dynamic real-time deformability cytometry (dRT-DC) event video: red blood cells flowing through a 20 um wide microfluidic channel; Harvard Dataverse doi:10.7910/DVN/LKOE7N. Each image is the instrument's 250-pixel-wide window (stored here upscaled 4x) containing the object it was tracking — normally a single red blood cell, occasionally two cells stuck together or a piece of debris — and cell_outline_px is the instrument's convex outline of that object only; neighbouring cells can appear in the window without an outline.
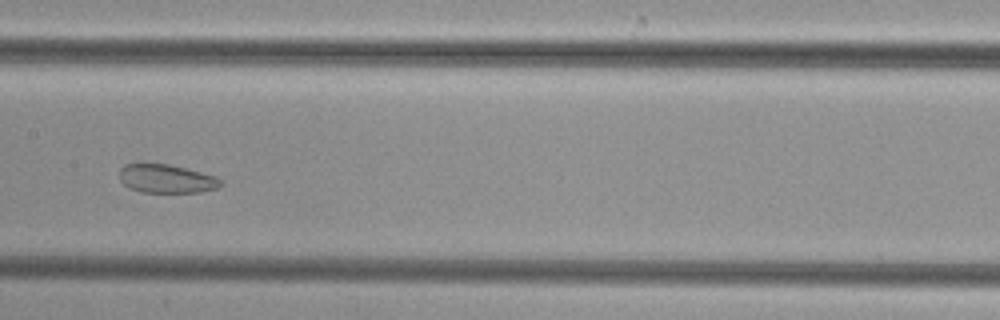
{"species": "common noctule bat (a hibernating species)", "species_latin": "Nyctalus noctula", "temperature_condition": "cold", "stored_images_in_passage": 45, "camera_frame_rate_fps": 3000, "um_per_image_px": 0.085, "animal": {"sex": "female", "body_mass_g": 29.2, "forearm_length_mm": 56.3}, "frame": {"image": 1, "passage_image": 20, "time_ms": 6.333, "image_size_px": [1000, 320], "cell_outline_px": [[220, 184], [216, 188], [200, 192], [140, 192], [128, 188], [120, 180], [120, 168], [124, 164], [168, 164], [216, 176], [220, 180]], "centroid_in_image_um": [14.1, 15.2], "position_along_channel_um": 193.3, "area_um2": 16.65}}
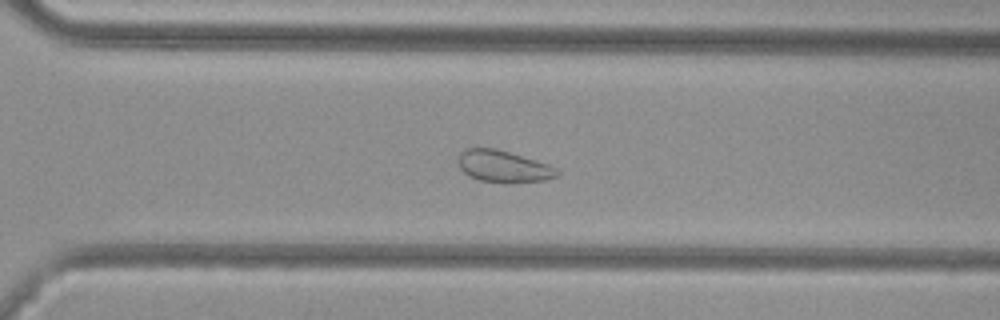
{"frame": {"image": 2, "passage_image": 30, "time_ms": 9.667, "image_size_px": [1000, 320], "cell_outline_px": [[560, 172], [556, 176], [544, 180], [508, 184], [504, 184], [480, 180], [468, 176], [460, 168], [460, 152], [468, 148], [496, 148], [548, 164], [556, 168]], "centroid_in_image_um": [42.8, 14.17], "position_along_channel_um": 327.8, "area_um2": 18.32}}
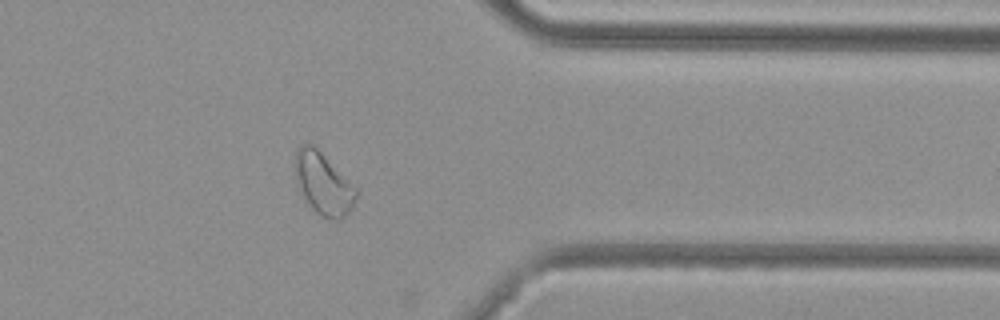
{"frame": {"image": 3, "passage_image": 35, "time_ms": 11.333, "image_size_px": [1000, 320], "cell_outline_px": [[360, 192], [352, 208], [340, 220], [332, 220], [320, 216], [300, 196], [296, 184], [296, 152], [300, 144], [308, 140]], "centroid_in_image_um": [27.46, 15.64], "position_along_channel_um": 383.9, "area_um2": 22.14}}